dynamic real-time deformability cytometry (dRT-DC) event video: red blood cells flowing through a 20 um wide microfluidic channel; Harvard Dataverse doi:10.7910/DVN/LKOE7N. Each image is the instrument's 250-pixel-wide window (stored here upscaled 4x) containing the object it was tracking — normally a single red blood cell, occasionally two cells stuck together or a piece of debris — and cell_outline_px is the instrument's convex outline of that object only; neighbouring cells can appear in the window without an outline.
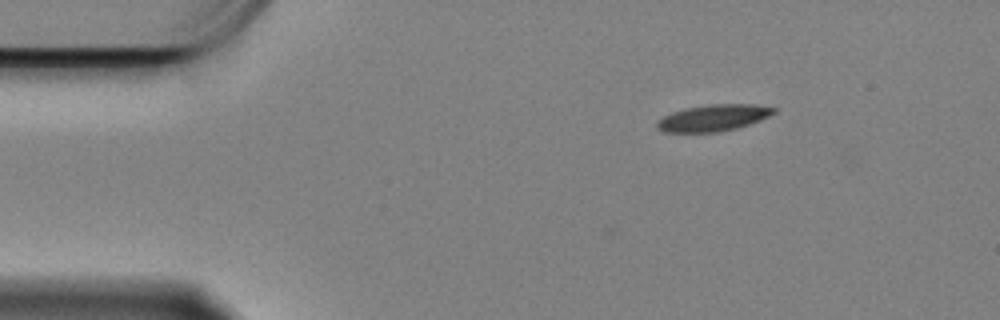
{"species": "Egyptian fruit bat (a non-hibernating species)", "species_latin": "Rousettus aegyptiacus", "temperature_condition": "cold", "stored_images_in_passage": 2, "camera_frame_rate_fps": 3000, "um_per_image_px": 0.085, "animal": {"sex": "female"}, "frame": {"image": 1, "passage_image": 2, "time_ms": 0.333, "image_size_px": [1000, 320], "cell_outline_px": [[776, 112], [760, 120], [736, 128], [716, 132], [664, 132], [656, 128], [656, 120], [672, 112], [684, 108], [708, 104], [756, 104], [776, 108]], "centroid_in_image_um": [60.6, 10.01], "position_along_channel_um": 24.4, "area_um2": 18.09}}